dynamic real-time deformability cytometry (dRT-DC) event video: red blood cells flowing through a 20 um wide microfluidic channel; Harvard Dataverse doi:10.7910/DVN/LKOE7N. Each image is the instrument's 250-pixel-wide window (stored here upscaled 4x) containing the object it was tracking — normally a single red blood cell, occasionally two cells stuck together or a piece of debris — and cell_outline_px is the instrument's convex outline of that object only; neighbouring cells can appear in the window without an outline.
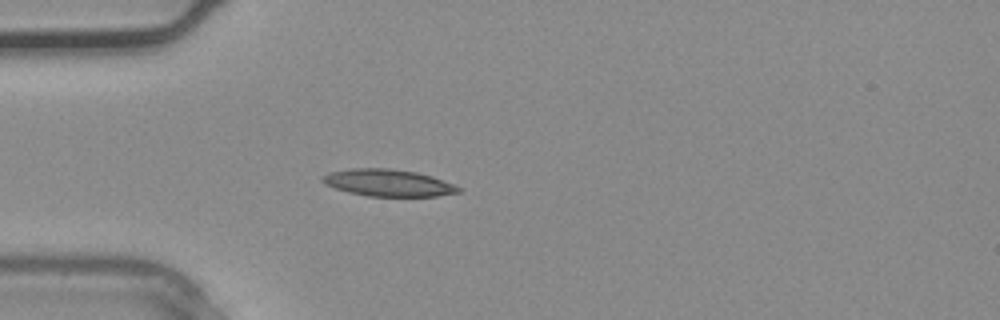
{"species": "common noctule bat (a hibernating species)", "species_latin": "Nyctalus noctula", "temperature_condition": "warm", "stored_images_in_passage": 37, "camera_frame_rate_fps": 3000, "um_per_image_px": 0.085, "animal": {"sex": "male", "body_mass_g": 20.4}, "frame": {"image": 1, "passage_image": 11, "time_ms": 3.333, "image_size_px": [1000, 320], "cell_outline_px": [[460, 192], [436, 196], [368, 196], [348, 192], [324, 184], [320, 180], [320, 176], [328, 172], [352, 168], [388, 168], [416, 172], [432, 176], [452, 184], [460, 188]], "centroid_in_image_um": [32.93, 15.53], "position_along_channel_um": 52.1, "area_um2": 21.33}}